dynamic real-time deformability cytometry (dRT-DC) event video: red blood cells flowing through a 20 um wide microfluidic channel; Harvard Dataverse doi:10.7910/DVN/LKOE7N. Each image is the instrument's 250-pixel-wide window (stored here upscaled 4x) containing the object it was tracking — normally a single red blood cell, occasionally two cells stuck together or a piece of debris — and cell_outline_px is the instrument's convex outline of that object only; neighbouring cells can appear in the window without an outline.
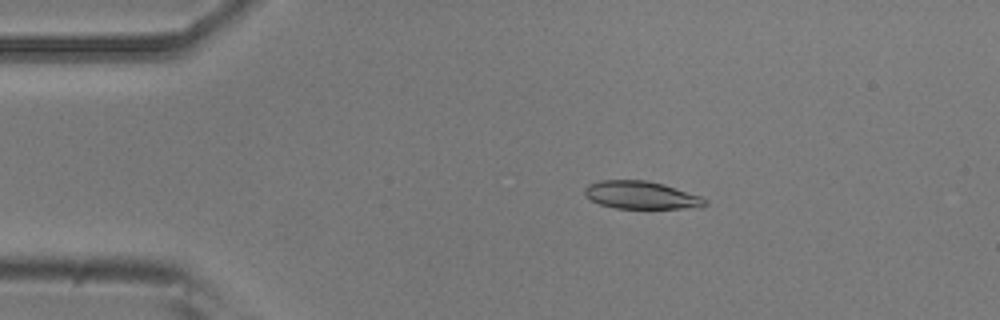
{"species": "common noctule bat (a hibernating species)", "species_latin": "Nyctalus noctula", "temperature_condition": "room temperature", "stored_images_in_passage": 5, "camera_frame_rate_fps": 3000, "um_per_image_px": 0.085, "animal": {"sex": "male", "body_mass_g": 20.5, "forearm_length_mm": 52.5}, "frame": {"image": 1, "passage_image": 3, "time_ms": 0.667, "image_size_px": [1000, 320], "cell_outline_px": [[708, 204], [700, 208], [616, 208], [600, 204], [584, 196], [584, 188], [588, 184], [600, 180], [644, 180], [660, 184], [700, 196], [708, 200]], "centroid_in_image_um": [54.47, 16.59], "position_along_channel_um": 30.5, "area_um2": 19.31}}
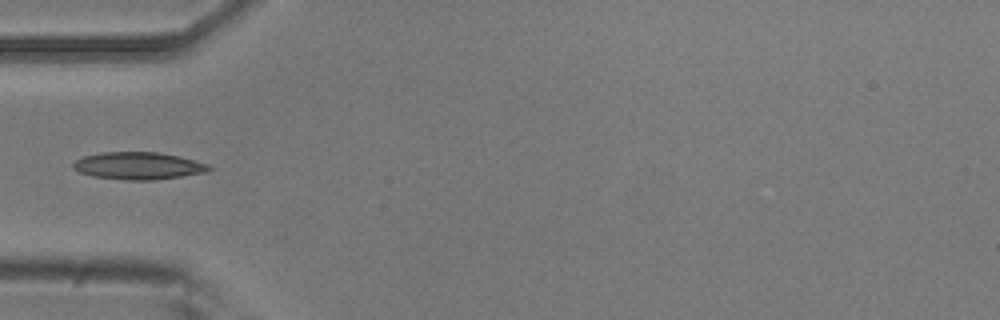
{"frame": {"image": 2, "passage_image": 5, "time_ms": 1.333, "image_size_px": [1000, 320], "cell_outline_px": [[212, 168], [208, 172], [156, 180], [124, 180], [92, 176], [80, 172], [72, 168], [72, 164], [76, 160], [84, 156], [104, 152], [160, 152], [180, 156], [208, 164]], "centroid_in_image_um": [11.78, 14.09], "position_along_channel_um": 73.2, "area_um2": 21.73}}